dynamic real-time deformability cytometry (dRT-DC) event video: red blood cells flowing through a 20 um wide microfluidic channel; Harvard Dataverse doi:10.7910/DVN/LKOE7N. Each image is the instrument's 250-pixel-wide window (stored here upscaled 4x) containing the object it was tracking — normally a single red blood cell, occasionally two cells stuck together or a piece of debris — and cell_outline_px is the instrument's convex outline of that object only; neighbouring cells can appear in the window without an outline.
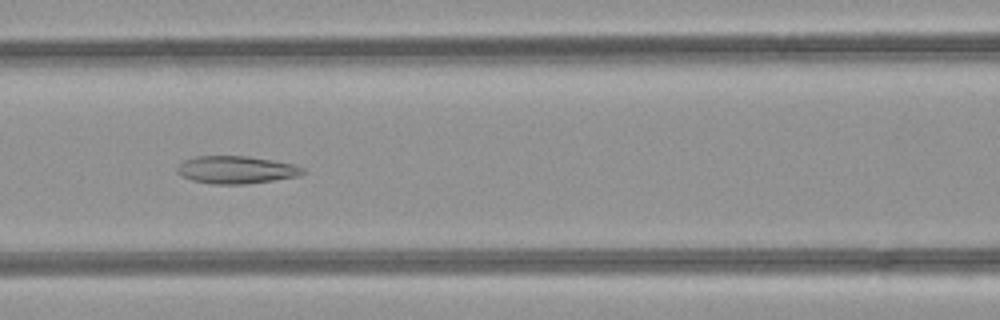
{"species": "common noctule bat (a hibernating species)", "species_latin": "Nyctalus noctula", "temperature_condition": "room temperature", "stored_images_in_passage": 37, "camera_frame_rate_fps": 3000, "um_per_image_px": 0.085, "animal": {"sex": "female", "body_mass_g": 21.9}, "frame": {"image": 1, "passage_image": 16, "time_ms": 5.0, "image_size_px": [1000, 320], "cell_outline_px": [[304, 172], [300, 176], [244, 184], [212, 184], [192, 180], [176, 172], [176, 168], [184, 160], [196, 156], [248, 156], [296, 164], [304, 168]], "centroid_in_image_um": [20.09, 14.42], "position_along_channel_um": 146.5, "area_um2": 20.17}}
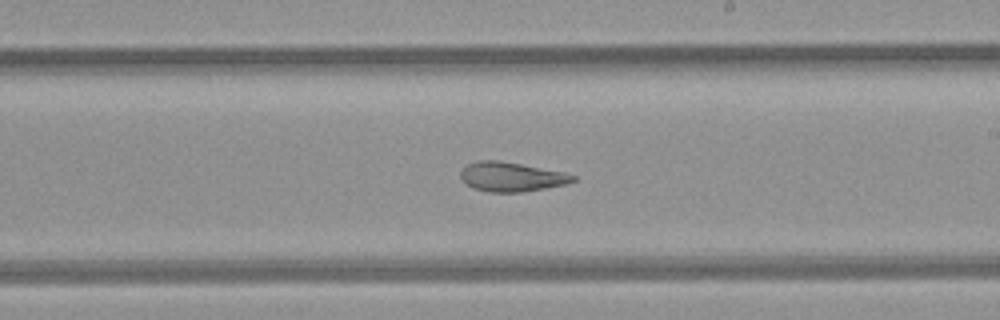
{"frame": {"image": 2, "passage_image": 23, "time_ms": 7.333, "image_size_px": [1000, 320], "cell_outline_px": [[576, 180], [568, 184], [520, 192], [488, 192], [472, 188], [464, 184], [460, 176], [460, 172], [468, 164], [480, 160], [500, 160], [564, 172], [576, 176]], "centroid_in_image_um": [43.45, 15.03], "position_along_channel_um": 245.5, "area_um2": 19.31}}
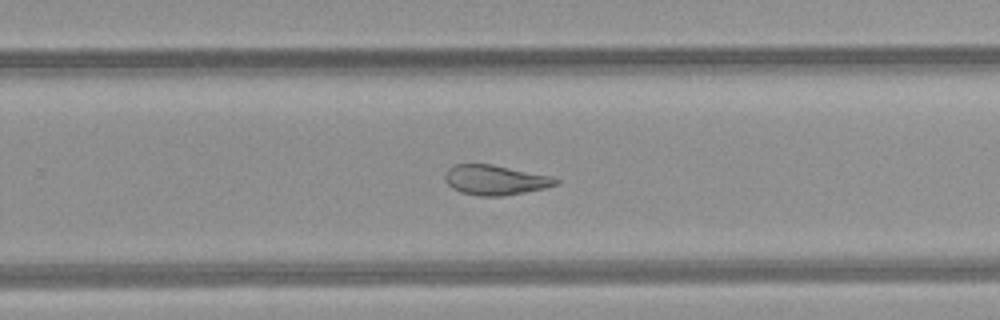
{"frame": {"image": 3, "passage_image": 26, "time_ms": 8.333, "image_size_px": [1000, 320], "cell_outline_px": [[560, 184], [544, 188], [504, 196], [480, 196], [460, 192], [452, 188], [444, 180], [444, 176], [448, 168], [456, 164], [492, 164], [552, 176], [560, 180]], "centroid_in_image_um": [42.1, 15.3], "position_along_channel_um": 287.7, "area_um2": 19.42}, "authors_computed_cell_mechanics": {"area_um2": 22.1952, "velocity_mm_per_s": 4.2491, "shape_relaxation_time_tau1_ms": null, "shape_relaxation_time_tau2_ms": 3.1731, "deformation_change_tau1": null, "deformation_change_tau2": 0.1198}}